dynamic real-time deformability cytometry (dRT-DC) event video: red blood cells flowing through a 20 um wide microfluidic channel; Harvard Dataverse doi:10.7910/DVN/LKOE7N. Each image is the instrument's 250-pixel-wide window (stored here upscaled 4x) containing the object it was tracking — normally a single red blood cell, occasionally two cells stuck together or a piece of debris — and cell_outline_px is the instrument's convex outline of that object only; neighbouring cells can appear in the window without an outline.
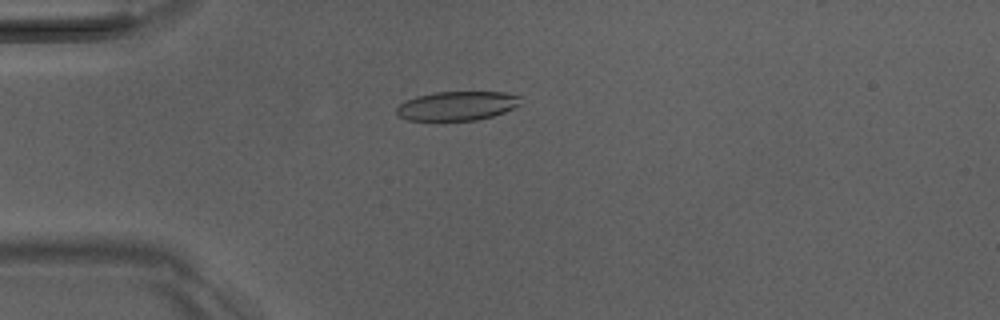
{"species": "Egyptian fruit bat (a non-hibernating species)", "species_latin": "Rousettus aegyptiacus", "temperature_condition": "room temperature", "stored_images_in_passage": 48, "camera_frame_rate_fps": 3000, "um_per_image_px": 0.085, "animal": {"sex": "male"}, "frame": {"image": 1, "passage_image": 11, "time_ms": 3.333, "image_size_px": [1000, 320], "cell_outline_px": [[520, 104], [504, 112], [492, 116], [476, 120], [408, 120], [396, 116], [396, 108], [404, 100], [416, 96], [436, 92], [504, 92], [520, 96]], "centroid_in_image_um": [38.81, 8.99], "position_along_channel_um": 46.2, "area_um2": 21.04}}
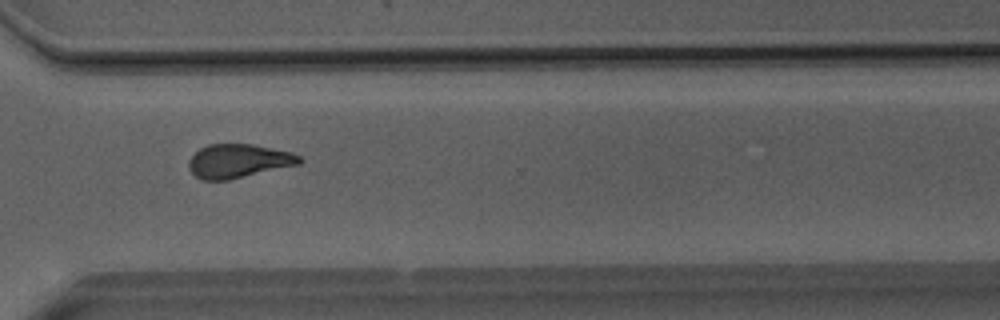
{"frame": {"image": 2, "passage_image": 35, "time_ms": 11.333, "image_size_px": [1000, 320], "cell_outline_px": [[304, 160], [300, 164], [228, 180], [204, 180], [196, 176], [188, 168], [188, 160], [200, 148], [208, 144], [252, 144], [292, 152], [300, 156]], "centroid_in_image_um": [20.28, 13.68], "position_along_channel_um": 350.3, "area_um2": 21.79}}
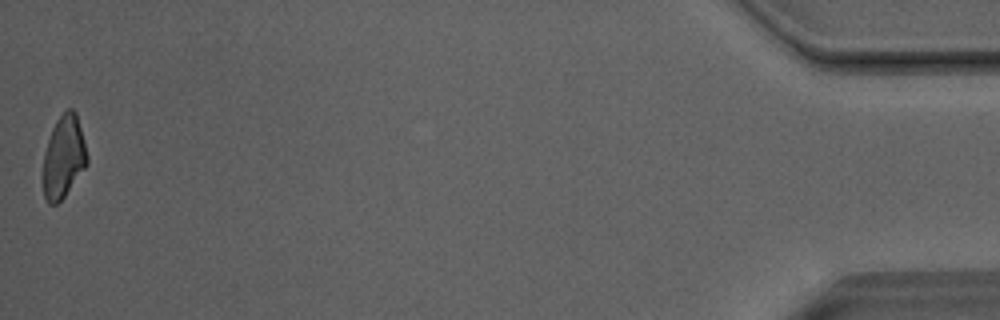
{"frame": {"image": 3, "passage_image": 48, "time_ms": 15.667, "image_size_px": [1000, 320], "cell_outline_px": [[88, 164], [64, 196], [56, 204], [48, 204], [44, 196], [40, 176], [44, 152], [52, 128], [56, 120], [68, 108], [72, 108], [76, 112], [84, 140], [88, 156]], "centroid_in_image_um": [5.37, 13.36], "position_along_channel_um": 429.8, "area_um2": 21.56}, "authors_computed_cell_mechanics": {"area_um2": 22.1085, "velocity_mm_per_s": 4.0599, "shape_relaxation_time_tau1_ms": null, "shape_relaxation_time_tau2_ms": 2.9901, "deformation_change_tau1": null, "deformation_change_tau2": 0.0853}}